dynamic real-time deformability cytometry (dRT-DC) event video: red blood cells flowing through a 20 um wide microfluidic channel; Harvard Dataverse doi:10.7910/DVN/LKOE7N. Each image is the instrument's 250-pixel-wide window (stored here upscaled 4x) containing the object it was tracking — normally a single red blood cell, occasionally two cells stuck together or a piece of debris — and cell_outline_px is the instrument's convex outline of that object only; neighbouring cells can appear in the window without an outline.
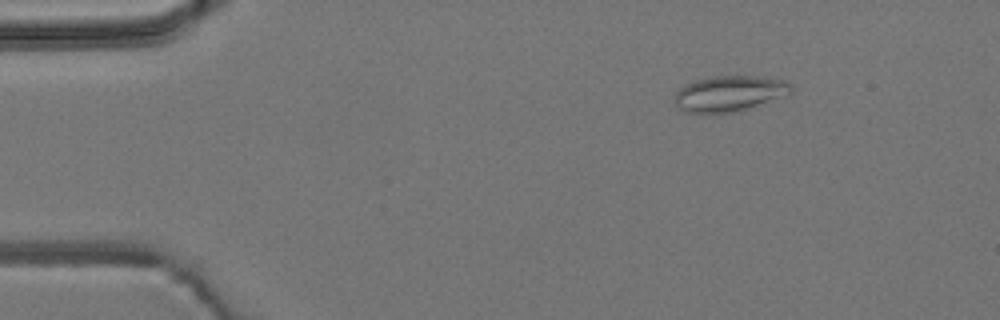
{"species": "common noctule bat (a hibernating species)", "species_latin": "Nyctalus noctula", "temperature_condition": "room temperature", "stored_images_in_passage": 2, "camera_frame_rate_fps": 3000, "um_per_image_px": 0.085, "animal": {"sex": "male", "body_mass_g": 19.2, "forearm_length_mm": 51.8}, "frame": {"image": 1, "passage_image": 1, "time_ms": 0.0, "image_size_px": [1000, 320], "cell_outline_px": [[792, 92], [740, 112], [688, 112], [680, 108], [676, 104], [676, 92], [684, 84], [696, 80], [712, 76], [756, 76], [784, 80], [792, 84]], "centroid_in_image_um": [62.02, 7.94], "position_along_channel_um": 23.0, "area_um2": 23.93}}